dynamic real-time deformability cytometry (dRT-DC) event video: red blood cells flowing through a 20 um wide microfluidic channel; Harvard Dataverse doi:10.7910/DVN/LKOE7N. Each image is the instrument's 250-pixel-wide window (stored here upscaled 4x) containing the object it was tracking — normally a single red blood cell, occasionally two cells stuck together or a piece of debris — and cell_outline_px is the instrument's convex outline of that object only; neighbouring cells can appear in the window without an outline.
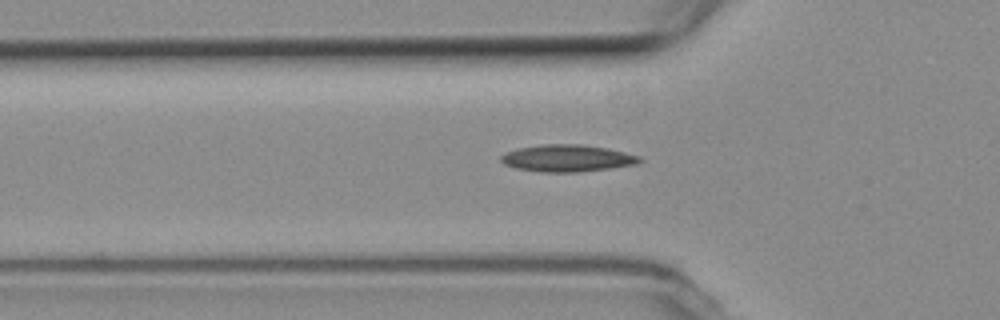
{"species": "common noctule bat (a hibernating species)", "species_latin": "Nyctalus noctula", "temperature_condition": "room temperature", "stored_images_in_passage": 47, "camera_frame_rate_fps": 3000, "um_per_image_px": 0.085, "animal": {"sex": "female", "body_mass_g": 19.3, "forearm_length_mm": 54.1}, "frame": {"image": 1, "passage_image": 17, "time_ms": 5.333, "image_size_px": [1000, 320], "cell_outline_px": [[644, 160], [636, 164], [612, 168], [580, 172], [540, 172], [516, 168], [504, 164], [500, 160], [500, 156], [504, 152], [516, 148], [544, 144], [580, 144], [608, 148], [640, 156]], "centroid_in_image_um": [48.21, 13.45], "position_along_channel_um": 77.6, "area_um2": 22.02}}
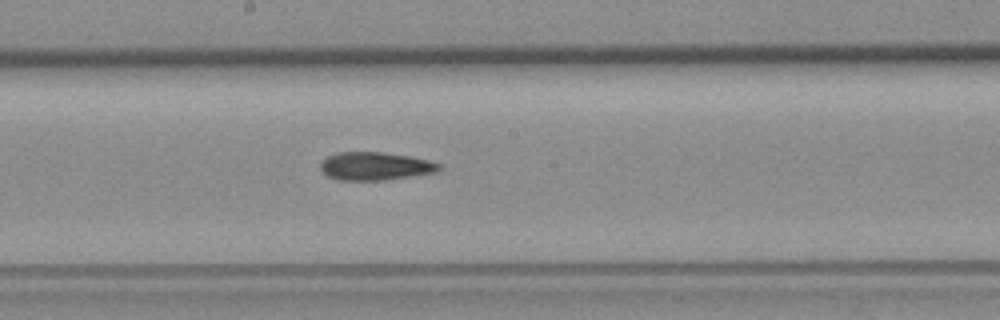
{"frame": {"image": 2, "passage_image": 28, "time_ms": 9.0, "image_size_px": [1000, 320], "cell_outline_px": [[440, 168], [436, 172], [384, 180], [336, 180], [328, 176], [320, 168], [320, 164], [328, 156], [336, 152], [384, 152], [412, 156], [428, 160], [440, 164]], "centroid_in_image_um": [31.88, 14.11], "position_along_channel_um": 216.3, "area_um2": 19.36}}
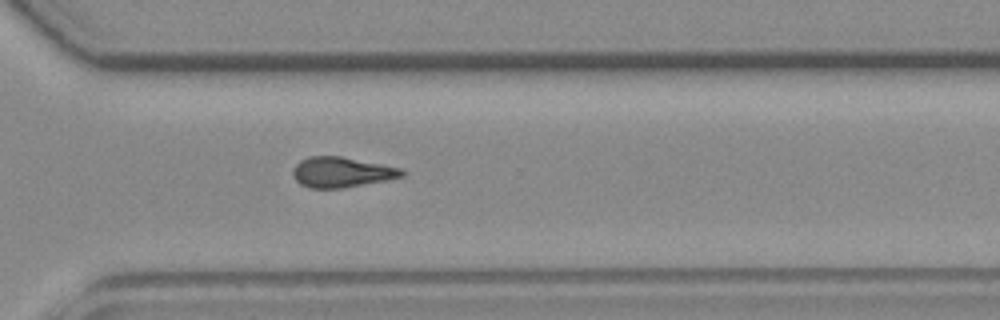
{"frame": {"image": 3, "passage_image": 38, "time_ms": 12.333, "image_size_px": [1000, 320], "cell_outline_px": [[408, 172], [404, 176], [344, 188], [308, 188], [300, 184], [296, 180], [292, 172], [292, 168], [300, 160], [312, 156], [340, 156], [400, 168]], "centroid_in_image_um": [29.01, 14.64], "position_along_channel_um": 341.6, "area_um2": 19.13}}